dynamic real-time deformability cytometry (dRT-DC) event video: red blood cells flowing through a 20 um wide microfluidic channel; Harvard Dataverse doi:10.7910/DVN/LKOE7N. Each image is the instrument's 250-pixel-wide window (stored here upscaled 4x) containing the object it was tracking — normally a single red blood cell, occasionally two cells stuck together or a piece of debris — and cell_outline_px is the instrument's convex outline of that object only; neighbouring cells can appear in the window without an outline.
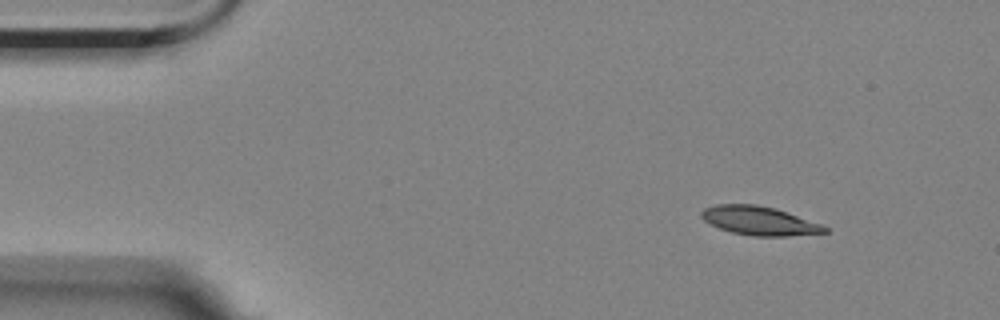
{"species": "Egyptian fruit bat (a non-hibernating species)", "species_latin": "Rousettus aegyptiacus", "temperature_condition": "room temperature", "stored_images_in_passage": 6, "camera_frame_rate_fps": 3000, "um_per_image_px": 0.085, "animal": {"sex": "female"}, "frame": {"image": 1, "passage_image": 1, "time_ms": 0.0, "image_size_px": [1000, 320], "cell_outline_px": [[828, 232], [788, 236], [752, 236], [732, 232], [720, 228], [704, 220], [700, 216], [700, 212], [704, 208], [716, 204], [756, 204], [776, 208], [820, 224], [828, 228]], "centroid_in_image_um": [64.52, 18.76], "position_along_channel_um": 20.5, "area_um2": 20.58}}
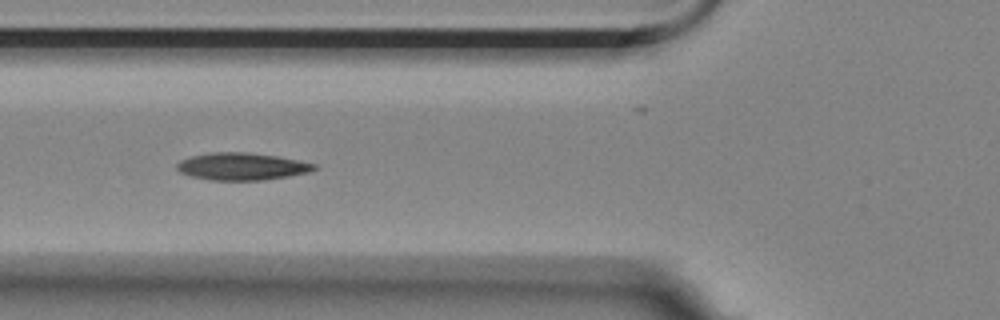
{"frame": {"image": 2, "passage_image": 5, "time_ms": 4.667, "image_size_px": [1000, 320], "cell_outline_px": [[316, 168], [308, 172], [288, 176], [264, 180], [212, 180], [192, 176], [180, 172], [176, 168], [176, 164], [180, 160], [192, 156], [208, 152], [244, 152], [276, 156], [316, 164]], "centroid_in_image_um": [20.51, 14.14], "position_along_channel_um": 105.3, "area_um2": 21.62}}
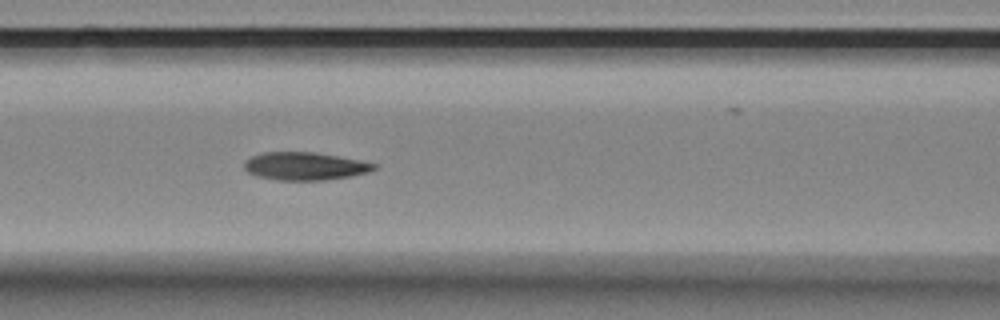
{"frame": {"image": 3, "passage_image": 6, "time_ms": 5.667, "image_size_px": [1000, 320], "cell_outline_px": [[380, 164], [376, 168], [368, 172], [348, 176], [324, 180], [280, 180], [256, 176], [248, 172], [244, 168], [244, 160], [260, 152], [316, 152], [360, 160]], "centroid_in_image_um": [25.9, 14.11], "position_along_channel_um": 140.7, "area_um2": 21.15}}